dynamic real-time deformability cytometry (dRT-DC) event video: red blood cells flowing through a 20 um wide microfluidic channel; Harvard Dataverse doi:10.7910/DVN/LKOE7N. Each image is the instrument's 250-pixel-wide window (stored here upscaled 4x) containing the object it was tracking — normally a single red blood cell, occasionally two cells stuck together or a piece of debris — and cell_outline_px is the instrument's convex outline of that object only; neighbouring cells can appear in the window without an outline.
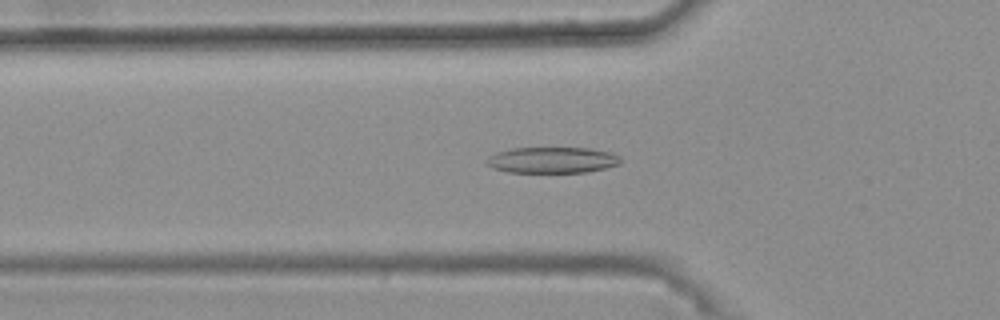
{"species": "common noctule bat (a hibernating species)", "species_latin": "Nyctalus noctula", "temperature_condition": "warm", "stored_images_in_passage": 49, "camera_frame_rate_fps": 3000, "um_per_image_px": 0.085, "animal": {"sex": "female", "body_mass_g": 25.1}, "frame": {"image": 1, "passage_image": 19, "time_ms": 6.0, "image_size_px": [1000, 320], "cell_outline_px": [[620, 164], [588, 172], [508, 172], [492, 168], [484, 160], [488, 156], [496, 152], [512, 148], [588, 148], [612, 152], [620, 156]], "centroid_in_image_um": [46.92, 13.6], "position_along_channel_um": 78.9, "area_um2": 20.4}}
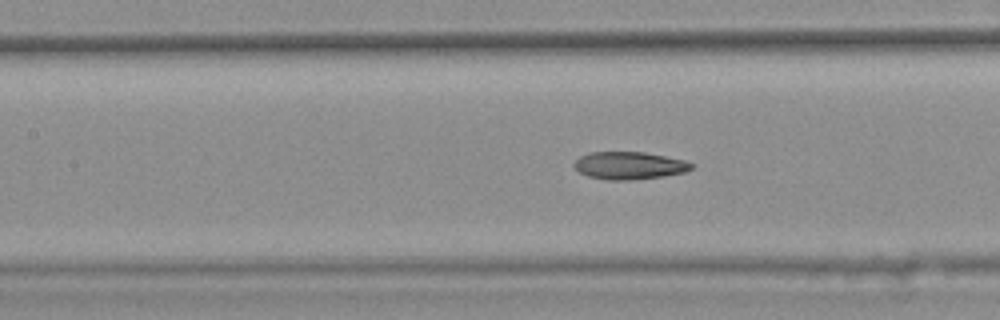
{"frame": {"image": 2, "passage_image": 25, "time_ms": 8.0, "image_size_px": [1000, 320], "cell_outline_px": [[696, 164], [692, 168], [684, 172], [664, 176], [628, 180], [608, 180], [588, 176], [580, 172], [572, 164], [580, 156], [588, 152], [644, 152], [684, 160]], "centroid_in_image_um": [53.48, 14.06], "position_along_channel_um": 153.9, "area_um2": 18.79}}
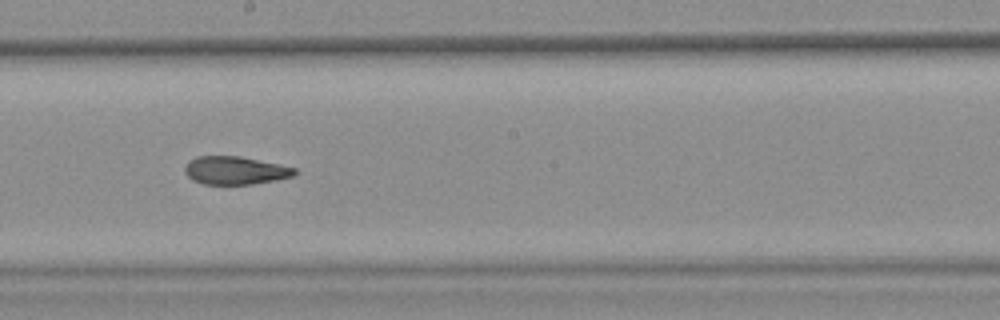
{"frame": {"image": 3, "passage_image": 31, "time_ms": 10.0, "image_size_px": [1000, 320], "cell_outline_px": [[300, 172], [292, 176], [276, 180], [252, 184], [204, 184], [192, 180], [184, 172], [184, 168], [188, 160], [196, 156], [240, 156], [296, 168]], "centroid_in_image_um": [19.97, 14.48], "position_along_channel_um": 228.2, "area_um2": 18.03}, "authors_computed_cell_mechanics": {"area_um2": 19.363, "velocity_mm_per_s": 3.7261, "shape_relaxation_time_tau1_ms": 9.7996, "shape_relaxation_time_tau2_ms": 2.435, "deformation_change_tau1": 0.2448, "deformation_change_tau2": 0.1042}}